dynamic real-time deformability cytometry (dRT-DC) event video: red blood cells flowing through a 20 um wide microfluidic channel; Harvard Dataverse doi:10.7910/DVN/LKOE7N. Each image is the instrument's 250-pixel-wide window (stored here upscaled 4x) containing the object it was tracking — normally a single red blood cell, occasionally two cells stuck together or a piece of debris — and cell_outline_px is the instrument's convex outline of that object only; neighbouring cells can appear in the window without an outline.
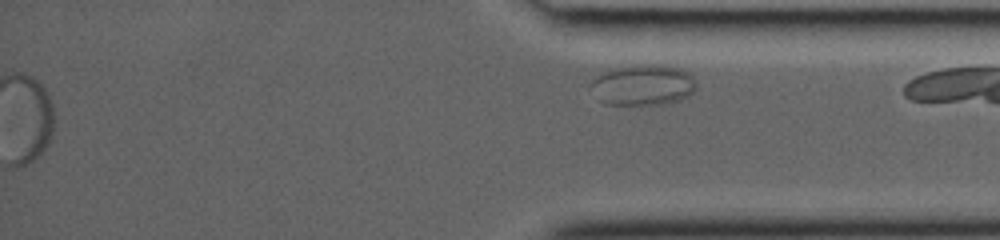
{"species": "common noctule bat (a hibernating species)", "species_latin": "Nyctalus noctula", "temperature_condition": "room temperature", "stored_images_in_passage": 32, "segment_of_instrument_passage": [2, 2], "camera_frame_rate_fps": 3000, "um_per_image_px": 0.085, "animal": {"sex": "female", "body_mass_g": 19.0, "forearm_length_mm": 53.3}, "frame": {"image": 1, "passage_image": 32, "time_ms": 10.333, "image_size_px": [1000, 240], "cell_outline_px": [[696, 88], [688, 96], [680, 100], [664, 104], [604, 104], [600, 100], [588, 84], [592, 80], [604, 72], [636, 64], [656, 64], [680, 68], [688, 72], [692, 76], [696, 84]], "centroid_in_image_um": [54.68, 7.22], "position_along_channel_um": 380.5, "area_um2": 24.91}}